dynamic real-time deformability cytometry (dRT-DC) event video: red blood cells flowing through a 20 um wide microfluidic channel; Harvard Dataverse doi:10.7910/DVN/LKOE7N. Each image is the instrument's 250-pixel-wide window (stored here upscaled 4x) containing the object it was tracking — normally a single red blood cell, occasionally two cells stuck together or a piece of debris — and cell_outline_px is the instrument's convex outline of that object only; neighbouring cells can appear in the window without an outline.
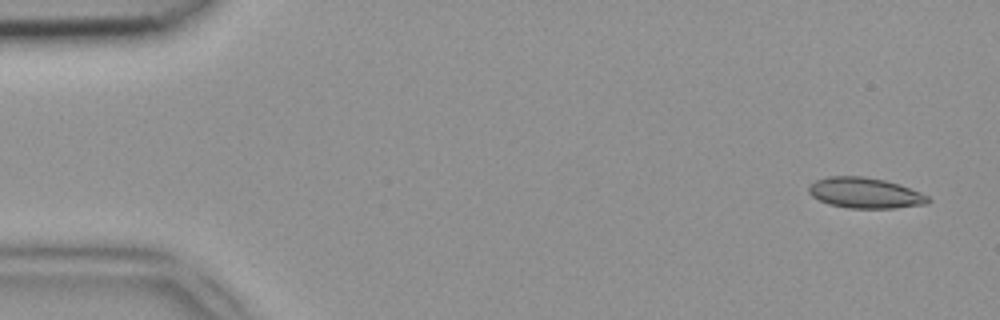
{"species": "common noctule bat (a hibernating species)", "species_latin": "Nyctalus noctula", "temperature_condition": "room temperature", "stored_images_in_passage": 49, "camera_frame_rate_fps": 3000, "um_per_image_px": 0.085, "animal": {"sex": "female", "body_mass_g": 18.4}, "frame": {"image": 1, "passage_image": 3, "time_ms": 0.667, "image_size_px": [1000, 320], "cell_outline_px": [[932, 200], [928, 204], [892, 208], [848, 208], [828, 204], [812, 196], [808, 192], [808, 188], [816, 180], [828, 176], [864, 176], [884, 180], [900, 184], [920, 192], [928, 196]], "centroid_in_image_um": [73.55, 16.4], "position_along_channel_um": 11.5, "area_um2": 21.33}}
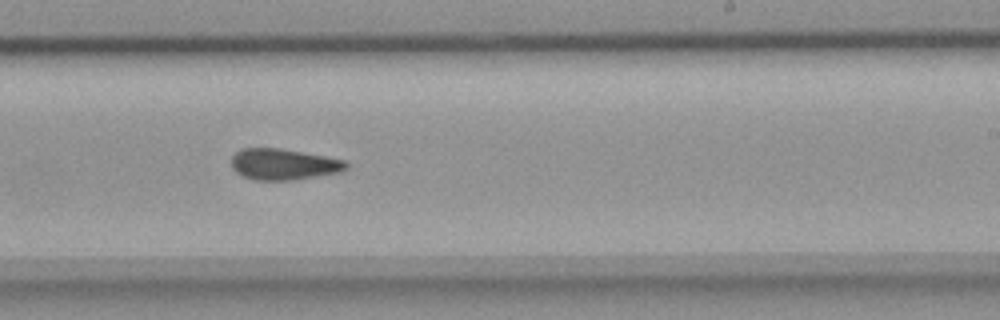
{"frame": {"image": 2, "passage_image": 30, "time_ms": 9.667, "image_size_px": [1000, 320], "cell_outline_px": [[348, 168], [340, 172], [292, 180], [256, 180], [244, 176], [236, 172], [232, 168], [232, 156], [236, 152], [244, 148], [280, 148], [324, 156], [344, 160], [348, 164]], "centroid_in_image_um": [24.1, 13.96], "position_along_channel_um": 264.9, "area_um2": 20.63}}
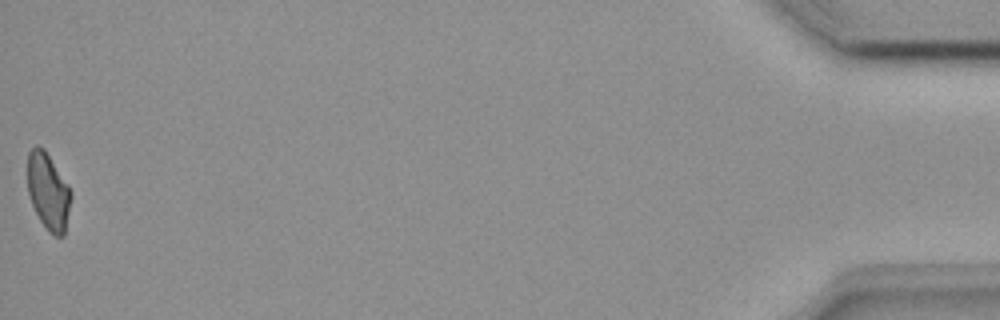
{"frame": {"image": 3, "passage_image": 49, "time_ms": 16.0, "image_size_px": [1000, 320], "cell_outline_px": [[72, 196], [64, 236], [56, 236], [48, 232], [40, 220], [32, 204], [28, 192], [28, 152], [36, 144], [44, 148], [68, 184], [72, 192]], "centroid_in_image_um": [4.11, 16.27], "position_along_channel_um": 431.1, "area_um2": 19.48}}